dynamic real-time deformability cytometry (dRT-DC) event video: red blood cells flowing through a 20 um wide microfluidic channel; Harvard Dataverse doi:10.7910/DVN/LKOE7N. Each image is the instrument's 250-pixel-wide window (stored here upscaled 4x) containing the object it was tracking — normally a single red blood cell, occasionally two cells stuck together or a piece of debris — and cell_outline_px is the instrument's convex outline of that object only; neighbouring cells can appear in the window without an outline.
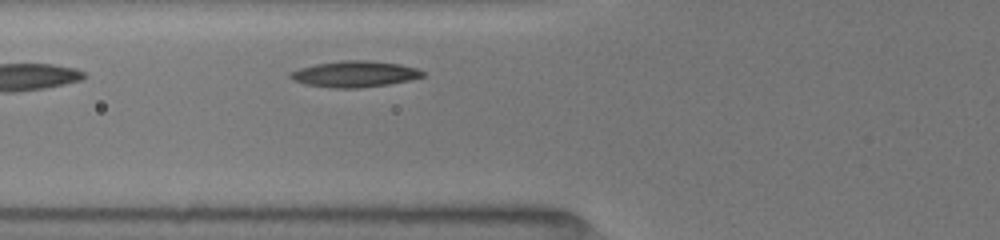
{"species": "common noctule bat (a hibernating species)", "species_latin": "Nyctalus noctula", "temperature_condition": "room temperature", "stored_images_in_passage": 4, "camera_frame_rate_fps": 3000, "um_per_image_px": 0.085, "animal": {"sex": "female", "body_mass_g": 19.5, "forearm_length_mm": 54.1}, "frame": {"image": 1, "passage_image": 4, "time_ms": 1.667, "image_size_px": [1000, 240], "cell_outline_px": [[424, 76], [408, 80], [388, 84], [356, 88], [332, 88], [304, 84], [292, 80], [288, 76], [288, 72], [300, 68], [316, 64], [344, 60], [368, 60], [400, 64], [416, 68], [424, 72]], "centroid_in_image_um": [30.09, 6.29], "position_along_channel_um": 95.7, "area_um2": 20.11}}